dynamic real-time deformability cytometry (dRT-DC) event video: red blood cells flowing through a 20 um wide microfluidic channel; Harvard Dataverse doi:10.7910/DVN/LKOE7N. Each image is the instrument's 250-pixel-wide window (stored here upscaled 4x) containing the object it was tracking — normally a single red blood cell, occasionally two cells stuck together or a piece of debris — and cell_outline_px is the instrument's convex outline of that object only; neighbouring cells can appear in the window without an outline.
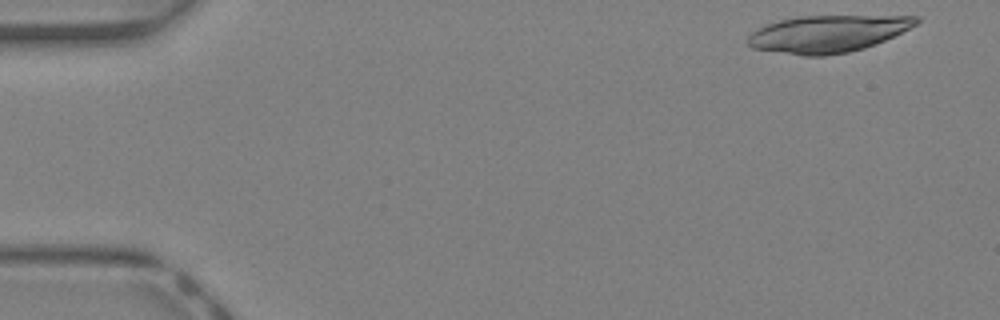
{"species": "Egyptian fruit bat (a non-hibernating species)", "species_latin": "Rousettus aegyptiacus", "temperature_condition": "warm", "stored_images_in_passage": 7, "camera_frame_rate_fps": 3000, "um_per_image_px": 0.085, "animal": {"sex": "female"}, "frame": {"image": 1, "passage_image": 2, "time_ms": 0.333, "image_size_px": [1000, 320], "cell_outline_px": [[920, 20], [916, 24], [884, 40], [864, 48], [848, 52], [824, 56], [800, 56], [752, 48], [748, 44], [748, 36], [752, 32], [768, 24], [780, 20], [800, 16], [920, 16]], "centroid_in_image_um": [70.33, 2.88], "position_along_channel_um": 14.7, "area_um2": 36.01}}